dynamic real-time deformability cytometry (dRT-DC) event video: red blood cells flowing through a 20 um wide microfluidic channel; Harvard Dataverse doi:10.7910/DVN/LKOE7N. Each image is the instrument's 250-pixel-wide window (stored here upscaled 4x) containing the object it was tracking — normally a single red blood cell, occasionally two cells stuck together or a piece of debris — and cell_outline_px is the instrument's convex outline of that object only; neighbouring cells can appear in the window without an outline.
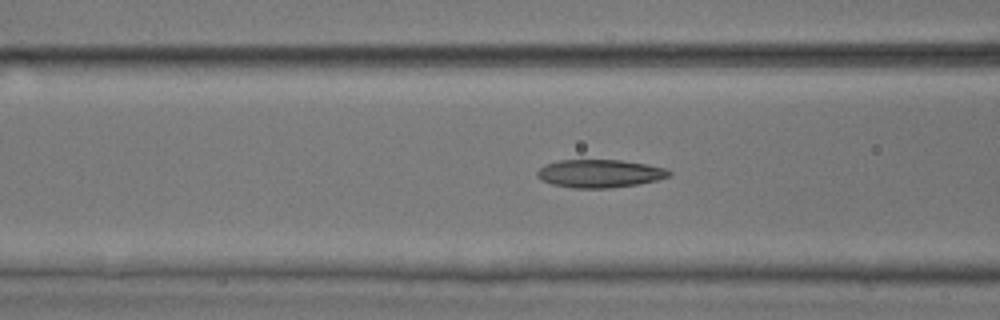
{"species": "common noctule bat (a hibernating species)", "species_latin": "Nyctalus noctula", "temperature_condition": "room temperature", "stored_images_in_passage": 22, "camera_frame_rate_fps": 3000, "um_per_image_px": 0.085, "animal": {"sex": "male", "body_mass_g": 17.9, "forearm_length_mm": 54.2}, "frame": {"image": 1, "passage_image": 4, "time_ms": 1.0, "image_size_px": [1000, 320], "cell_outline_px": [[672, 172], [668, 176], [656, 180], [636, 184], [608, 188], [572, 188], [552, 184], [536, 176], [536, 172], [544, 164], [560, 160], [620, 160], [644, 164], [664, 168]], "centroid_in_image_um": [50.92, 14.74], "position_along_channel_um": 115.7, "area_um2": 21.27}}